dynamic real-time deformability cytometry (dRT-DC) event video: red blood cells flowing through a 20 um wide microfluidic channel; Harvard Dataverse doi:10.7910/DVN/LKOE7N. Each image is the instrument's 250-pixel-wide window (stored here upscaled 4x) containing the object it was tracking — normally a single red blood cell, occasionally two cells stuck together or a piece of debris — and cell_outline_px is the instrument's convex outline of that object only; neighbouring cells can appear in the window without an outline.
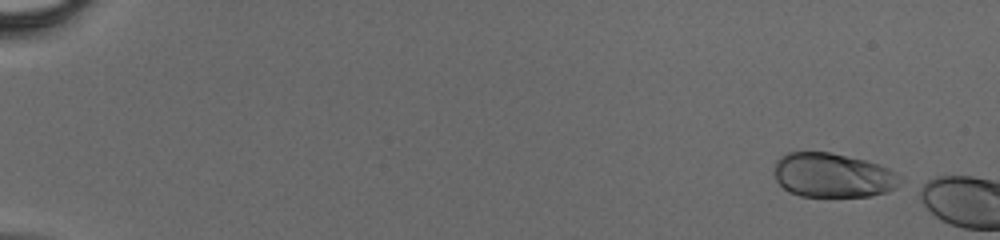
{"species": "human", "species_latin": "Homo sapiens", "temperature_condition": "cold", "stored_images_in_passage": 5, "camera_frame_rate_fps": 3000, "um_per_image_px": 0.085, "donor": {"sex": "male"}, "frame": {"image": 1, "passage_image": 1, "time_ms": 0.0, "image_size_px": [1000, 240], "cell_outline_px": [[904, 180], [896, 188], [888, 192], [868, 196], [800, 196], [788, 192], [776, 180], [772, 172], [776, 160], [780, 156], [788, 152], [828, 152], [864, 160], [888, 168], [896, 172]], "centroid_in_image_um": [70.77, 14.9], "position_along_channel_um": 14.2, "area_um2": 32.77}}